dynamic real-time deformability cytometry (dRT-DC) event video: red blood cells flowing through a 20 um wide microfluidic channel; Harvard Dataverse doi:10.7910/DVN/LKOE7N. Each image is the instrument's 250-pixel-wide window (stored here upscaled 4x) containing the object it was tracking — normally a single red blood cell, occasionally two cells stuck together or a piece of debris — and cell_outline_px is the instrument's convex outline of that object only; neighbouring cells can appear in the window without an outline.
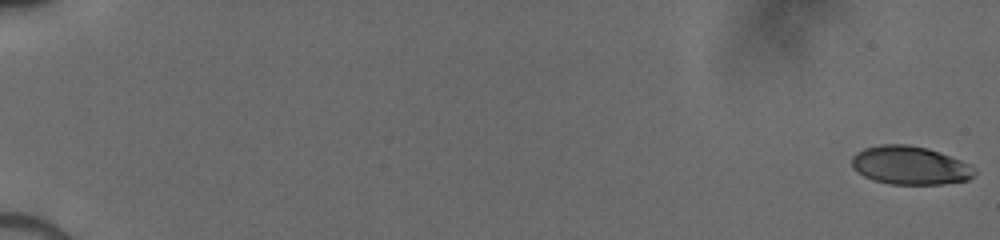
{"species": "human", "species_latin": "Homo sapiens", "temperature_condition": "cold", "stored_images_in_passage": 52, "camera_frame_rate_fps": 3000, "um_per_image_px": 0.085, "donor": {"sex": "male"}, "frame": {"image": 1, "passage_image": 1, "time_ms": 0.0, "image_size_px": [1000, 240], "cell_outline_px": [[976, 172], [968, 180], [944, 184], [892, 184], [876, 180], [864, 176], [856, 172], [852, 168], [852, 156], [856, 152], [864, 148], [880, 144], [908, 144], [928, 148], [960, 160], [976, 168]], "centroid_in_image_um": [77.33, 14.05], "position_along_channel_um": 7.7, "area_um2": 27.51}}
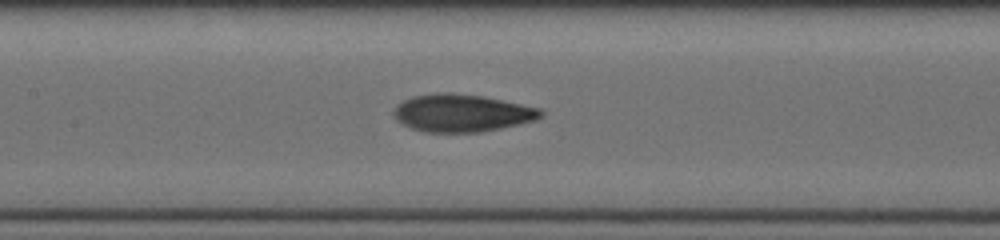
{"frame": {"image": 2, "passage_image": 28, "time_ms": 9.0, "image_size_px": [1000, 240], "cell_outline_px": [[544, 112], [536, 120], [520, 124], [480, 132], [424, 132], [400, 124], [392, 116], [392, 112], [396, 104], [412, 96], [436, 92], [448, 92], [484, 96], [540, 108]], "centroid_in_image_um": [39.21, 9.6], "position_along_channel_um": 168.2, "area_um2": 32.48}}
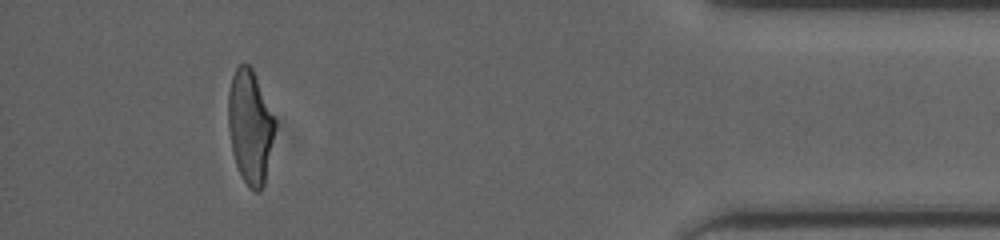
{"frame": {"image": 3, "passage_image": 49, "time_ms": 16.0, "image_size_px": [1000, 240], "cell_outline_px": [[276, 128], [264, 184], [260, 192], [256, 192], [248, 188], [240, 176], [232, 152], [228, 128], [228, 92], [232, 76], [236, 68], [240, 64], [248, 64], [252, 68], [256, 76], [276, 120]], "centroid_in_image_um": [21.26, 10.79], "position_along_channel_um": 413.9, "area_um2": 31.27}}